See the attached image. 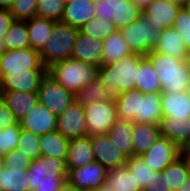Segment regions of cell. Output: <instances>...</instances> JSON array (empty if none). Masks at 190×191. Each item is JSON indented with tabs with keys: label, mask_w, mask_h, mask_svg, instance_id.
Here are the masks:
<instances>
[{
	"label": "cell",
	"mask_w": 190,
	"mask_h": 191,
	"mask_svg": "<svg viewBox=\"0 0 190 191\" xmlns=\"http://www.w3.org/2000/svg\"><path fill=\"white\" fill-rule=\"evenodd\" d=\"M47 73H11L0 79V91L37 92Z\"/></svg>",
	"instance_id": "obj_21"
},
{
	"label": "cell",
	"mask_w": 190,
	"mask_h": 191,
	"mask_svg": "<svg viewBox=\"0 0 190 191\" xmlns=\"http://www.w3.org/2000/svg\"><path fill=\"white\" fill-rule=\"evenodd\" d=\"M0 98L18 121L39 102L37 92L0 91Z\"/></svg>",
	"instance_id": "obj_17"
},
{
	"label": "cell",
	"mask_w": 190,
	"mask_h": 191,
	"mask_svg": "<svg viewBox=\"0 0 190 191\" xmlns=\"http://www.w3.org/2000/svg\"><path fill=\"white\" fill-rule=\"evenodd\" d=\"M97 191H115L111 187L108 186V184L105 182Z\"/></svg>",
	"instance_id": "obj_55"
},
{
	"label": "cell",
	"mask_w": 190,
	"mask_h": 191,
	"mask_svg": "<svg viewBox=\"0 0 190 191\" xmlns=\"http://www.w3.org/2000/svg\"><path fill=\"white\" fill-rule=\"evenodd\" d=\"M83 109L88 137L107 134L118 119L115 100L99 101Z\"/></svg>",
	"instance_id": "obj_8"
},
{
	"label": "cell",
	"mask_w": 190,
	"mask_h": 191,
	"mask_svg": "<svg viewBox=\"0 0 190 191\" xmlns=\"http://www.w3.org/2000/svg\"><path fill=\"white\" fill-rule=\"evenodd\" d=\"M4 157L5 167L12 169L28 170L31 165L32 159L24 155L18 149L8 152Z\"/></svg>",
	"instance_id": "obj_45"
},
{
	"label": "cell",
	"mask_w": 190,
	"mask_h": 191,
	"mask_svg": "<svg viewBox=\"0 0 190 191\" xmlns=\"http://www.w3.org/2000/svg\"><path fill=\"white\" fill-rule=\"evenodd\" d=\"M155 69L161 86V93L188 92L190 90V72L184 60L150 51L145 56Z\"/></svg>",
	"instance_id": "obj_1"
},
{
	"label": "cell",
	"mask_w": 190,
	"mask_h": 191,
	"mask_svg": "<svg viewBox=\"0 0 190 191\" xmlns=\"http://www.w3.org/2000/svg\"><path fill=\"white\" fill-rule=\"evenodd\" d=\"M160 133L174 142L181 150L190 145V122L170 117H163L159 124Z\"/></svg>",
	"instance_id": "obj_22"
},
{
	"label": "cell",
	"mask_w": 190,
	"mask_h": 191,
	"mask_svg": "<svg viewBox=\"0 0 190 191\" xmlns=\"http://www.w3.org/2000/svg\"><path fill=\"white\" fill-rule=\"evenodd\" d=\"M17 149L32 160L41 157L40 135L21 129Z\"/></svg>",
	"instance_id": "obj_40"
},
{
	"label": "cell",
	"mask_w": 190,
	"mask_h": 191,
	"mask_svg": "<svg viewBox=\"0 0 190 191\" xmlns=\"http://www.w3.org/2000/svg\"><path fill=\"white\" fill-rule=\"evenodd\" d=\"M37 95L39 103L45 105L57 117L75 101V94L66 90L48 74L42 78Z\"/></svg>",
	"instance_id": "obj_9"
},
{
	"label": "cell",
	"mask_w": 190,
	"mask_h": 191,
	"mask_svg": "<svg viewBox=\"0 0 190 191\" xmlns=\"http://www.w3.org/2000/svg\"><path fill=\"white\" fill-rule=\"evenodd\" d=\"M143 56L132 53L116 63L102 64L98 67L97 77L113 95L135 89L136 75Z\"/></svg>",
	"instance_id": "obj_3"
},
{
	"label": "cell",
	"mask_w": 190,
	"mask_h": 191,
	"mask_svg": "<svg viewBox=\"0 0 190 191\" xmlns=\"http://www.w3.org/2000/svg\"><path fill=\"white\" fill-rule=\"evenodd\" d=\"M162 118L161 93H142L140 114L134 122L159 125Z\"/></svg>",
	"instance_id": "obj_29"
},
{
	"label": "cell",
	"mask_w": 190,
	"mask_h": 191,
	"mask_svg": "<svg viewBox=\"0 0 190 191\" xmlns=\"http://www.w3.org/2000/svg\"><path fill=\"white\" fill-rule=\"evenodd\" d=\"M11 73H47L40 52L31 47L6 50L0 57V79Z\"/></svg>",
	"instance_id": "obj_7"
},
{
	"label": "cell",
	"mask_w": 190,
	"mask_h": 191,
	"mask_svg": "<svg viewBox=\"0 0 190 191\" xmlns=\"http://www.w3.org/2000/svg\"><path fill=\"white\" fill-rule=\"evenodd\" d=\"M56 21L41 17H33L26 20L28 28L29 43L32 49L41 51L51 37L52 28Z\"/></svg>",
	"instance_id": "obj_27"
},
{
	"label": "cell",
	"mask_w": 190,
	"mask_h": 191,
	"mask_svg": "<svg viewBox=\"0 0 190 191\" xmlns=\"http://www.w3.org/2000/svg\"><path fill=\"white\" fill-rule=\"evenodd\" d=\"M56 130L67 139L87 136L84 109L76 101L57 117Z\"/></svg>",
	"instance_id": "obj_12"
},
{
	"label": "cell",
	"mask_w": 190,
	"mask_h": 191,
	"mask_svg": "<svg viewBox=\"0 0 190 191\" xmlns=\"http://www.w3.org/2000/svg\"><path fill=\"white\" fill-rule=\"evenodd\" d=\"M21 133L20 122L0 130V155L4 156L8 152L17 149L18 139Z\"/></svg>",
	"instance_id": "obj_42"
},
{
	"label": "cell",
	"mask_w": 190,
	"mask_h": 191,
	"mask_svg": "<svg viewBox=\"0 0 190 191\" xmlns=\"http://www.w3.org/2000/svg\"><path fill=\"white\" fill-rule=\"evenodd\" d=\"M152 51L180 60H185L189 54L181 35L173 27L163 29V34Z\"/></svg>",
	"instance_id": "obj_24"
},
{
	"label": "cell",
	"mask_w": 190,
	"mask_h": 191,
	"mask_svg": "<svg viewBox=\"0 0 190 191\" xmlns=\"http://www.w3.org/2000/svg\"><path fill=\"white\" fill-rule=\"evenodd\" d=\"M182 155L185 157L190 170V151H182Z\"/></svg>",
	"instance_id": "obj_56"
},
{
	"label": "cell",
	"mask_w": 190,
	"mask_h": 191,
	"mask_svg": "<svg viewBox=\"0 0 190 191\" xmlns=\"http://www.w3.org/2000/svg\"><path fill=\"white\" fill-rule=\"evenodd\" d=\"M28 170L4 168L0 172V191H29Z\"/></svg>",
	"instance_id": "obj_36"
},
{
	"label": "cell",
	"mask_w": 190,
	"mask_h": 191,
	"mask_svg": "<svg viewBox=\"0 0 190 191\" xmlns=\"http://www.w3.org/2000/svg\"><path fill=\"white\" fill-rule=\"evenodd\" d=\"M140 16L141 10L139 8H120L116 11L115 19H112V23L118 30L135 22Z\"/></svg>",
	"instance_id": "obj_46"
},
{
	"label": "cell",
	"mask_w": 190,
	"mask_h": 191,
	"mask_svg": "<svg viewBox=\"0 0 190 191\" xmlns=\"http://www.w3.org/2000/svg\"><path fill=\"white\" fill-rule=\"evenodd\" d=\"M19 122L21 129L41 136L56 130L57 116L38 102Z\"/></svg>",
	"instance_id": "obj_15"
},
{
	"label": "cell",
	"mask_w": 190,
	"mask_h": 191,
	"mask_svg": "<svg viewBox=\"0 0 190 191\" xmlns=\"http://www.w3.org/2000/svg\"><path fill=\"white\" fill-rule=\"evenodd\" d=\"M142 92L131 89L115 95L117 114L119 119L135 121L140 114Z\"/></svg>",
	"instance_id": "obj_26"
},
{
	"label": "cell",
	"mask_w": 190,
	"mask_h": 191,
	"mask_svg": "<svg viewBox=\"0 0 190 191\" xmlns=\"http://www.w3.org/2000/svg\"><path fill=\"white\" fill-rule=\"evenodd\" d=\"M102 50V40L78 32L73 45L71 58L99 67L102 65Z\"/></svg>",
	"instance_id": "obj_16"
},
{
	"label": "cell",
	"mask_w": 190,
	"mask_h": 191,
	"mask_svg": "<svg viewBox=\"0 0 190 191\" xmlns=\"http://www.w3.org/2000/svg\"><path fill=\"white\" fill-rule=\"evenodd\" d=\"M95 161L91 138L83 136L69 139L68 154L66 158L67 170L83 167Z\"/></svg>",
	"instance_id": "obj_19"
},
{
	"label": "cell",
	"mask_w": 190,
	"mask_h": 191,
	"mask_svg": "<svg viewBox=\"0 0 190 191\" xmlns=\"http://www.w3.org/2000/svg\"><path fill=\"white\" fill-rule=\"evenodd\" d=\"M6 47L3 38H0V57L5 53Z\"/></svg>",
	"instance_id": "obj_54"
},
{
	"label": "cell",
	"mask_w": 190,
	"mask_h": 191,
	"mask_svg": "<svg viewBox=\"0 0 190 191\" xmlns=\"http://www.w3.org/2000/svg\"><path fill=\"white\" fill-rule=\"evenodd\" d=\"M64 7L63 0H37L36 16L61 21Z\"/></svg>",
	"instance_id": "obj_41"
},
{
	"label": "cell",
	"mask_w": 190,
	"mask_h": 191,
	"mask_svg": "<svg viewBox=\"0 0 190 191\" xmlns=\"http://www.w3.org/2000/svg\"><path fill=\"white\" fill-rule=\"evenodd\" d=\"M162 116L187 120L190 116V97L188 92L161 93Z\"/></svg>",
	"instance_id": "obj_18"
},
{
	"label": "cell",
	"mask_w": 190,
	"mask_h": 191,
	"mask_svg": "<svg viewBox=\"0 0 190 191\" xmlns=\"http://www.w3.org/2000/svg\"><path fill=\"white\" fill-rule=\"evenodd\" d=\"M142 191H171L169 187H166L164 179H162V174L160 173L156 179L150 184V186L145 187Z\"/></svg>",
	"instance_id": "obj_49"
},
{
	"label": "cell",
	"mask_w": 190,
	"mask_h": 191,
	"mask_svg": "<svg viewBox=\"0 0 190 191\" xmlns=\"http://www.w3.org/2000/svg\"><path fill=\"white\" fill-rule=\"evenodd\" d=\"M29 191H59L67 180L66 159L41 156L32 160L28 169Z\"/></svg>",
	"instance_id": "obj_2"
},
{
	"label": "cell",
	"mask_w": 190,
	"mask_h": 191,
	"mask_svg": "<svg viewBox=\"0 0 190 191\" xmlns=\"http://www.w3.org/2000/svg\"><path fill=\"white\" fill-rule=\"evenodd\" d=\"M134 121L117 119L107 133L112 143L127 157L133 156L132 129Z\"/></svg>",
	"instance_id": "obj_25"
},
{
	"label": "cell",
	"mask_w": 190,
	"mask_h": 191,
	"mask_svg": "<svg viewBox=\"0 0 190 191\" xmlns=\"http://www.w3.org/2000/svg\"><path fill=\"white\" fill-rule=\"evenodd\" d=\"M130 1L142 11L154 0H130Z\"/></svg>",
	"instance_id": "obj_50"
},
{
	"label": "cell",
	"mask_w": 190,
	"mask_h": 191,
	"mask_svg": "<svg viewBox=\"0 0 190 191\" xmlns=\"http://www.w3.org/2000/svg\"><path fill=\"white\" fill-rule=\"evenodd\" d=\"M107 171L99 162L92 161L68 170L67 181L77 190L97 191L105 183Z\"/></svg>",
	"instance_id": "obj_10"
},
{
	"label": "cell",
	"mask_w": 190,
	"mask_h": 191,
	"mask_svg": "<svg viewBox=\"0 0 190 191\" xmlns=\"http://www.w3.org/2000/svg\"><path fill=\"white\" fill-rule=\"evenodd\" d=\"M64 1V3L66 4V3H68V2H70V1H72V0H63Z\"/></svg>",
	"instance_id": "obj_63"
},
{
	"label": "cell",
	"mask_w": 190,
	"mask_h": 191,
	"mask_svg": "<svg viewBox=\"0 0 190 191\" xmlns=\"http://www.w3.org/2000/svg\"><path fill=\"white\" fill-rule=\"evenodd\" d=\"M68 147L69 139L65 138L57 130L40 136L41 156L66 159L68 154Z\"/></svg>",
	"instance_id": "obj_31"
},
{
	"label": "cell",
	"mask_w": 190,
	"mask_h": 191,
	"mask_svg": "<svg viewBox=\"0 0 190 191\" xmlns=\"http://www.w3.org/2000/svg\"><path fill=\"white\" fill-rule=\"evenodd\" d=\"M90 138L95 161L105 169L110 170L126 164L127 156L112 143L107 134Z\"/></svg>",
	"instance_id": "obj_14"
},
{
	"label": "cell",
	"mask_w": 190,
	"mask_h": 191,
	"mask_svg": "<svg viewBox=\"0 0 190 191\" xmlns=\"http://www.w3.org/2000/svg\"><path fill=\"white\" fill-rule=\"evenodd\" d=\"M105 182L115 191H142L126 164L108 170Z\"/></svg>",
	"instance_id": "obj_35"
},
{
	"label": "cell",
	"mask_w": 190,
	"mask_h": 191,
	"mask_svg": "<svg viewBox=\"0 0 190 191\" xmlns=\"http://www.w3.org/2000/svg\"><path fill=\"white\" fill-rule=\"evenodd\" d=\"M173 28L179 32L190 53V17L183 7L178 11Z\"/></svg>",
	"instance_id": "obj_44"
},
{
	"label": "cell",
	"mask_w": 190,
	"mask_h": 191,
	"mask_svg": "<svg viewBox=\"0 0 190 191\" xmlns=\"http://www.w3.org/2000/svg\"><path fill=\"white\" fill-rule=\"evenodd\" d=\"M181 155L182 150L174 142L161 136L149 150L141 156L153 171L162 172Z\"/></svg>",
	"instance_id": "obj_11"
},
{
	"label": "cell",
	"mask_w": 190,
	"mask_h": 191,
	"mask_svg": "<svg viewBox=\"0 0 190 191\" xmlns=\"http://www.w3.org/2000/svg\"><path fill=\"white\" fill-rule=\"evenodd\" d=\"M102 43V64L116 63L123 57L132 54L118 30L105 38Z\"/></svg>",
	"instance_id": "obj_32"
},
{
	"label": "cell",
	"mask_w": 190,
	"mask_h": 191,
	"mask_svg": "<svg viewBox=\"0 0 190 191\" xmlns=\"http://www.w3.org/2000/svg\"><path fill=\"white\" fill-rule=\"evenodd\" d=\"M78 32L79 29L66 22H55L50 34L51 37L40 51L42 63L46 68L54 63L71 58Z\"/></svg>",
	"instance_id": "obj_5"
},
{
	"label": "cell",
	"mask_w": 190,
	"mask_h": 191,
	"mask_svg": "<svg viewBox=\"0 0 190 191\" xmlns=\"http://www.w3.org/2000/svg\"><path fill=\"white\" fill-rule=\"evenodd\" d=\"M182 4L167 0H154L144 10L141 15L147 22L157 30L171 28L174 25L178 11Z\"/></svg>",
	"instance_id": "obj_13"
},
{
	"label": "cell",
	"mask_w": 190,
	"mask_h": 191,
	"mask_svg": "<svg viewBox=\"0 0 190 191\" xmlns=\"http://www.w3.org/2000/svg\"><path fill=\"white\" fill-rule=\"evenodd\" d=\"M126 166L130 174L136 180L137 185L143 190L158 177L161 172L153 171L144 161L141 155L127 157Z\"/></svg>",
	"instance_id": "obj_34"
},
{
	"label": "cell",
	"mask_w": 190,
	"mask_h": 191,
	"mask_svg": "<svg viewBox=\"0 0 190 191\" xmlns=\"http://www.w3.org/2000/svg\"><path fill=\"white\" fill-rule=\"evenodd\" d=\"M59 191H79V190H77L71 183H69L66 180L65 183L60 187Z\"/></svg>",
	"instance_id": "obj_51"
},
{
	"label": "cell",
	"mask_w": 190,
	"mask_h": 191,
	"mask_svg": "<svg viewBox=\"0 0 190 191\" xmlns=\"http://www.w3.org/2000/svg\"><path fill=\"white\" fill-rule=\"evenodd\" d=\"M5 168L4 157L0 155V172H3Z\"/></svg>",
	"instance_id": "obj_58"
},
{
	"label": "cell",
	"mask_w": 190,
	"mask_h": 191,
	"mask_svg": "<svg viewBox=\"0 0 190 191\" xmlns=\"http://www.w3.org/2000/svg\"><path fill=\"white\" fill-rule=\"evenodd\" d=\"M14 20L15 19L9 9L0 8V38L5 36V33L8 31Z\"/></svg>",
	"instance_id": "obj_48"
},
{
	"label": "cell",
	"mask_w": 190,
	"mask_h": 191,
	"mask_svg": "<svg viewBox=\"0 0 190 191\" xmlns=\"http://www.w3.org/2000/svg\"><path fill=\"white\" fill-rule=\"evenodd\" d=\"M177 191H190V176Z\"/></svg>",
	"instance_id": "obj_53"
},
{
	"label": "cell",
	"mask_w": 190,
	"mask_h": 191,
	"mask_svg": "<svg viewBox=\"0 0 190 191\" xmlns=\"http://www.w3.org/2000/svg\"><path fill=\"white\" fill-rule=\"evenodd\" d=\"M19 121L14 114L8 109L5 103L0 98V130L17 124Z\"/></svg>",
	"instance_id": "obj_47"
},
{
	"label": "cell",
	"mask_w": 190,
	"mask_h": 191,
	"mask_svg": "<svg viewBox=\"0 0 190 191\" xmlns=\"http://www.w3.org/2000/svg\"><path fill=\"white\" fill-rule=\"evenodd\" d=\"M182 151H190V145L187 148L183 149Z\"/></svg>",
	"instance_id": "obj_61"
},
{
	"label": "cell",
	"mask_w": 190,
	"mask_h": 191,
	"mask_svg": "<svg viewBox=\"0 0 190 191\" xmlns=\"http://www.w3.org/2000/svg\"><path fill=\"white\" fill-rule=\"evenodd\" d=\"M95 17V4L91 0H72L65 4L61 21L80 29Z\"/></svg>",
	"instance_id": "obj_20"
},
{
	"label": "cell",
	"mask_w": 190,
	"mask_h": 191,
	"mask_svg": "<svg viewBox=\"0 0 190 191\" xmlns=\"http://www.w3.org/2000/svg\"><path fill=\"white\" fill-rule=\"evenodd\" d=\"M15 0H0L1 9H10Z\"/></svg>",
	"instance_id": "obj_52"
},
{
	"label": "cell",
	"mask_w": 190,
	"mask_h": 191,
	"mask_svg": "<svg viewBox=\"0 0 190 191\" xmlns=\"http://www.w3.org/2000/svg\"><path fill=\"white\" fill-rule=\"evenodd\" d=\"M167 1L183 4V0H167Z\"/></svg>",
	"instance_id": "obj_60"
},
{
	"label": "cell",
	"mask_w": 190,
	"mask_h": 191,
	"mask_svg": "<svg viewBox=\"0 0 190 191\" xmlns=\"http://www.w3.org/2000/svg\"><path fill=\"white\" fill-rule=\"evenodd\" d=\"M94 4L100 2L101 0H91Z\"/></svg>",
	"instance_id": "obj_62"
},
{
	"label": "cell",
	"mask_w": 190,
	"mask_h": 191,
	"mask_svg": "<svg viewBox=\"0 0 190 191\" xmlns=\"http://www.w3.org/2000/svg\"><path fill=\"white\" fill-rule=\"evenodd\" d=\"M162 179L171 191H177L190 176L188 163L183 155L170 163L162 172Z\"/></svg>",
	"instance_id": "obj_33"
},
{
	"label": "cell",
	"mask_w": 190,
	"mask_h": 191,
	"mask_svg": "<svg viewBox=\"0 0 190 191\" xmlns=\"http://www.w3.org/2000/svg\"><path fill=\"white\" fill-rule=\"evenodd\" d=\"M182 7L185 9V11L188 13L190 17V0L186 1L182 4Z\"/></svg>",
	"instance_id": "obj_57"
},
{
	"label": "cell",
	"mask_w": 190,
	"mask_h": 191,
	"mask_svg": "<svg viewBox=\"0 0 190 191\" xmlns=\"http://www.w3.org/2000/svg\"><path fill=\"white\" fill-rule=\"evenodd\" d=\"M115 95L97 77L89 85L75 93V101L83 108L99 101L114 100Z\"/></svg>",
	"instance_id": "obj_30"
},
{
	"label": "cell",
	"mask_w": 190,
	"mask_h": 191,
	"mask_svg": "<svg viewBox=\"0 0 190 191\" xmlns=\"http://www.w3.org/2000/svg\"><path fill=\"white\" fill-rule=\"evenodd\" d=\"M120 8H138L130 0H101L95 4L96 16L112 22L115 19V13Z\"/></svg>",
	"instance_id": "obj_39"
},
{
	"label": "cell",
	"mask_w": 190,
	"mask_h": 191,
	"mask_svg": "<svg viewBox=\"0 0 190 191\" xmlns=\"http://www.w3.org/2000/svg\"><path fill=\"white\" fill-rule=\"evenodd\" d=\"M47 74L75 94L97 78L98 66L68 58L48 67Z\"/></svg>",
	"instance_id": "obj_4"
},
{
	"label": "cell",
	"mask_w": 190,
	"mask_h": 191,
	"mask_svg": "<svg viewBox=\"0 0 190 191\" xmlns=\"http://www.w3.org/2000/svg\"><path fill=\"white\" fill-rule=\"evenodd\" d=\"M132 53L146 56L153 50L163 34L141 15L135 22L118 29Z\"/></svg>",
	"instance_id": "obj_6"
},
{
	"label": "cell",
	"mask_w": 190,
	"mask_h": 191,
	"mask_svg": "<svg viewBox=\"0 0 190 191\" xmlns=\"http://www.w3.org/2000/svg\"><path fill=\"white\" fill-rule=\"evenodd\" d=\"M116 30L117 29L112 22L105 21L96 16L89 22L82 25L79 32L83 35L98 38L103 41Z\"/></svg>",
	"instance_id": "obj_38"
},
{
	"label": "cell",
	"mask_w": 190,
	"mask_h": 191,
	"mask_svg": "<svg viewBox=\"0 0 190 191\" xmlns=\"http://www.w3.org/2000/svg\"><path fill=\"white\" fill-rule=\"evenodd\" d=\"M136 73L135 89L143 94L161 93L162 86L159 77L145 56L140 59L139 69Z\"/></svg>",
	"instance_id": "obj_28"
},
{
	"label": "cell",
	"mask_w": 190,
	"mask_h": 191,
	"mask_svg": "<svg viewBox=\"0 0 190 191\" xmlns=\"http://www.w3.org/2000/svg\"><path fill=\"white\" fill-rule=\"evenodd\" d=\"M161 137L158 124L136 123L132 129L133 155H142Z\"/></svg>",
	"instance_id": "obj_23"
},
{
	"label": "cell",
	"mask_w": 190,
	"mask_h": 191,
	"mask_svg": "<svg viewBox=\"0 0 190 191\" xmlns=\"http://www.w3.org/2000/svg\"><path fill=\"white\" fill-rule=\"evenodd\" d=\"M6 50L30 47L28 28L25 20L15 19L3 37Z\"/></svg>",
	"instance_id": "obj_37"
},
{
	"label": "cell",
	"mask_w": 190,
	"mask_h": 191,
	"mask_svg": "<svg viewBox=\"0 0 190 191\" xmlns=\"http://www.w3.org/2000/svg\"><path fill=\"white\" fill-rule=\"evenodd\" d=\"M37 0H15L9 11L17 20H28L36 17Z\"/></svg>",
	"instance_id": "obj_43"
},
{
	"label": "cell",
	"mask_w": 190,
	"mask_h": 191,
	"mask_svg": "<svg viewBox=\"0 0 190 191\" xmlns=\"http://www.w3.org/2000/svg\"><path fill=\"white\" fill-rule=\"evenodd\" d=\"M184 61L186 62V65H187L188 70L190 72V53L188 54V56L185 58Z\"/></svg>",
	"instance_id": "obj_59"
}]
</instances>
